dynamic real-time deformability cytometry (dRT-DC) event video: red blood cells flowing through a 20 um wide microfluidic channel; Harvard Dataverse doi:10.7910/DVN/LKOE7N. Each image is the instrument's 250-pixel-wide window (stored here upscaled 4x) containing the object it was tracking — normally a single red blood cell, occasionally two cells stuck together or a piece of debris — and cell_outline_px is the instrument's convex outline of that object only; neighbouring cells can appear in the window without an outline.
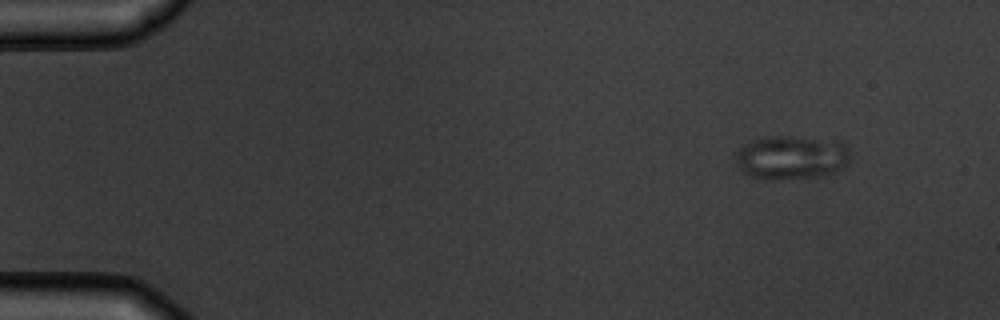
{"species": "common noctule bat (a hibernating species)", "species_latin": "Nyctalus noctula", "temperature_condition": "warm", "stored_images_in_passage": 4, "camera_frame_rate_fps": 3000, "um_per_image_px": 0.085, "animal": {"sex": "male", "body_mass_g": 19.5, "forearm_length_mm": 54.6}, "frame": {"image": 1, "passage_image": 1, "time_ms": 0.0, "image_size_px": [1000, 320], "cell_outline_px": [[848, 164], [844, 168], [820, 176], [772, 180], [764, 180], [740, 172], [732, 156], [744, 144], [752, 140], [772, 136], [788, 136], [840, 140], [848, 148]], "centroid_in_image_um": [67.22, 13.38], "position_along_channel_um": 17.8, "area_um2": 29.71}}
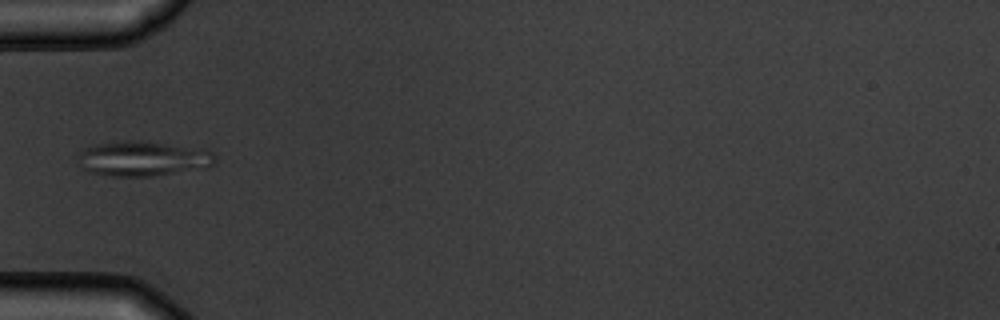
{"frame": {"image": 2, "passage_image": 4, "time_ms": 4.333, "image_size_px": [1000, 320], "cell_outline_px": [[216, 160], [208, 168], [152, 176], [112, 176], [88, 172], [80, 168], [80, 152], [84, 148], [92, 144], [116, 140], [128, 140], [164, 144], [212, 152], [216, 156]], "centroid_in_image_um": [12.07, 13.5], "position_along_channel_um": 72.9, "area_um2": 27.69}}